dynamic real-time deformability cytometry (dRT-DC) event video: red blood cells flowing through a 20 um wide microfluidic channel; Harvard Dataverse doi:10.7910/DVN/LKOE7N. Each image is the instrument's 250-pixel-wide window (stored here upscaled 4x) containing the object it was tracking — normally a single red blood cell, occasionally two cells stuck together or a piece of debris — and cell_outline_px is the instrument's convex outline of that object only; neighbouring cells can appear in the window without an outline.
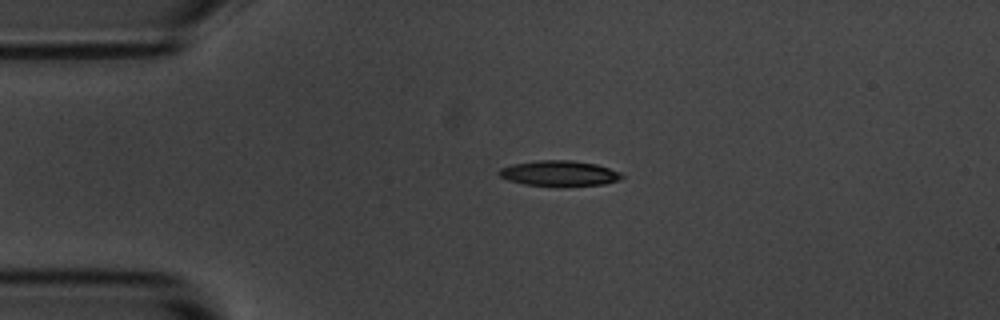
{"species": "common noctule bat (a hibernating species)", "species_latin": "Nyctalus noctula", "temperature_condition": "room temperature", "stored_images_in_passage": 2, "camera_frame_rate_fps": 3000, "um_per_image_px": 0.085, "animal": {"sex": "male", "body_mass_g": 20.1, "forearm_length_mm": 53.5}, "frame": {"image": 1, "passage_image": 1, "time_ms": 0.0, "image_size_px": [1000, 320], "cell_outline_px": [[624, 176], [616, 180], [604, 184], [560, 188], [524, 184], [508, 180], [500, 176], [496, 172], [500, 168], [512, 164], [536, 160], [572, 160], [596, 164], [620, 172]], "centroid_in_image_um": [47.5, 14.75], "position_along_channel_um": 37.5, "area_um2": 18.67}}